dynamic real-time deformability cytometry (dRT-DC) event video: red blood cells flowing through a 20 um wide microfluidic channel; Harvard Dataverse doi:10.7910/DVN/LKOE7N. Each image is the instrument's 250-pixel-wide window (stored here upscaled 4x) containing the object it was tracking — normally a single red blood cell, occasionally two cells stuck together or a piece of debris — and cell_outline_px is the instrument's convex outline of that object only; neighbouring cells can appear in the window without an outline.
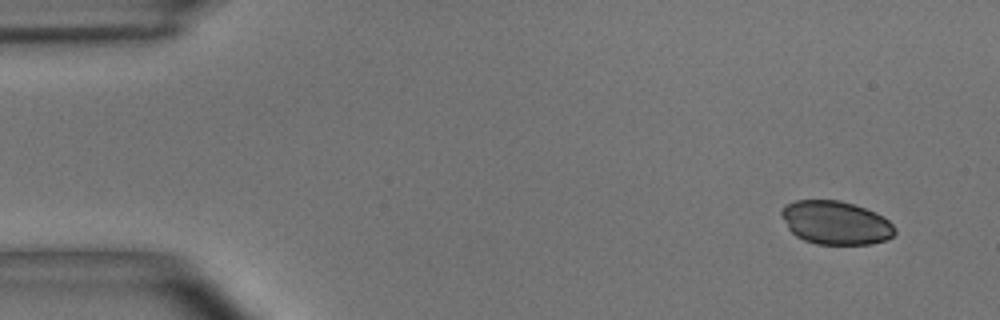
{"species": "common noctule bat (a hibernating species)", "species_latin": "Nyctalus noctula", "temperature_condition": "room temperature", "stored_images_in_passage": 4, "camera_frame_rate_fps": 3000, "um_per_image_px": 0.085, "animal": {"sex": "male", "body_mass_g": 15.6}, "frame": {"image": 1, "passage_image": 1, "time_ms": 0.0, "image_size_px": [1000, 320], "cell_outline_px": [[896, 232], [888, 240], [872, 244], [816, 244], [804, 240], [796, 236], [788, 228], [780, 212], [788, 204], [796, 200], [840, 200], [876, 212], [884, 216], [896, 228]], "centroid_in_image_um": [71.07, 18.94], "position_along_channel_um": 13.9, "area_um2": 28.73}}
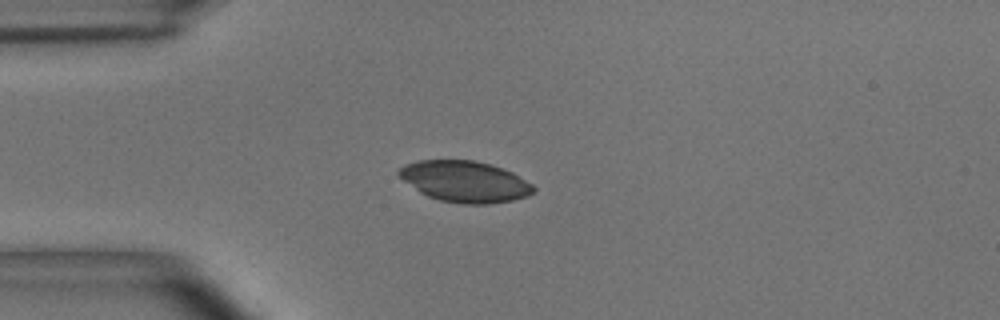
{"frame": {"image": 2, "passage_image": 4, "time_ms": 1.0, "image_size_px": [1000, 320], "cell_outline_px": [[536, 192], [528, 196], [512, 200], [488, 204], [464, 204], [440, 200], [428, 196], [420, 192], [404, 180], [396, 172], [404, 164], [416, 160], [476, 160], [492, 164], [512, 172], [532, 184], [536, 188]], "centroid_in_image_um": [39.54, 15.42], "position_along_channel_um": 45.5, "area_um2": 32.37}}